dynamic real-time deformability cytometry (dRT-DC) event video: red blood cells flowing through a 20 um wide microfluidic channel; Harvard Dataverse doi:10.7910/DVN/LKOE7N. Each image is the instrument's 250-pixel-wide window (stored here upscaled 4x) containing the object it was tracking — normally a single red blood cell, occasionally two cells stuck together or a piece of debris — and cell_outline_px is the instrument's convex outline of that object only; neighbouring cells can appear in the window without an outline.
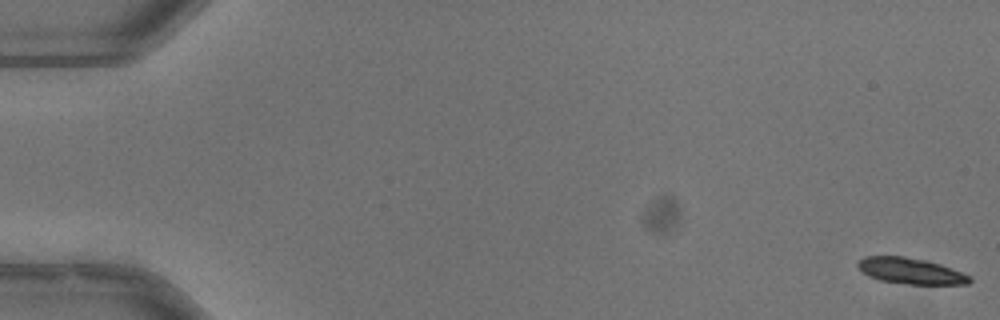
{"species": "common noctule bat (a hibernating species)", "species_latin": "Nyctalus noctula", "temperature_condition": "warm", "stored_images_in_passage": 53, "camera_frame_rate_fps": 3000, "um_per_image_px": 0.085, "animal": {"sex": "male", "body_mass_g": 13.3}, "frame": {"image": 1, "passage_image": 1, "time_ms": 0.0, "image_size_px": [1000, 320], "cell_outline_px": [[972, 280], [968, 284], [908, 284], [880, 280], [868, 276], [856, 264], [864, 256], [904, 256], [924, 260], [940, 264], [952, 268], [972, 276]], "centroid_in_image_um": [77.44, 23.03], "position_along_channel_um": 7.6, "area_um2": 16.88}}
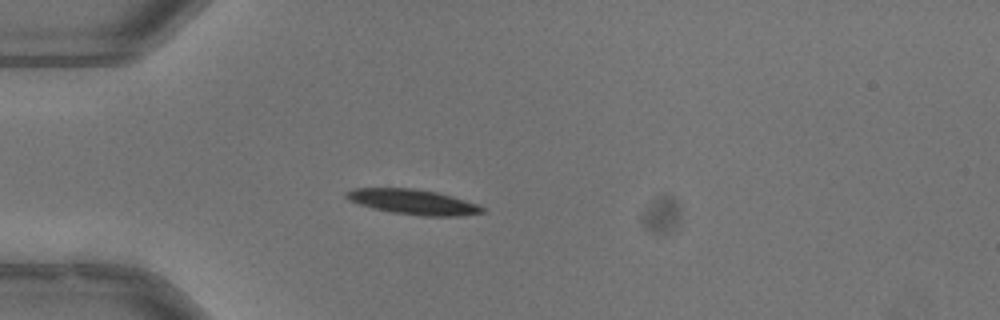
{"frame": {"image": 2, "passage_image": 16, "time_ms": 5.0, "image_size_px": [1000, 320], "cell_outline_px": [[484, 212], [460, 216], [420, 216], [392, 212], [372, 208], [360, 204], [344, 196], [344, 192], [356, 188], [412, 188], [436, 192], [452, 196], [476, 204], [484, 208]], "centroid_in_image_um": [35.1, 17.16], "position_along_channel_um": 49.9, "area_um2": 19.65}}
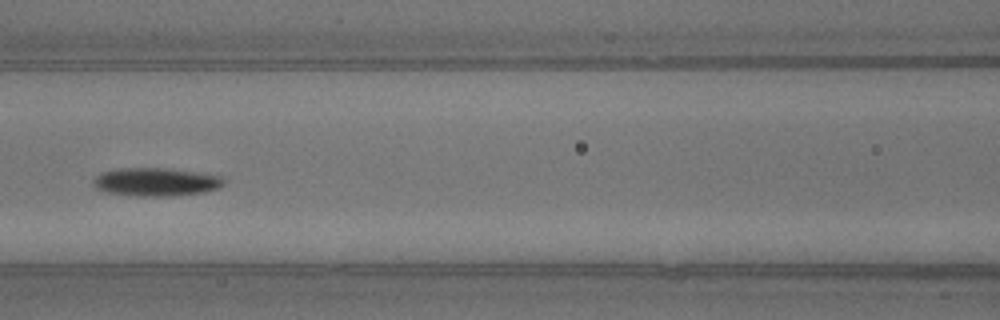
{"frame": {"image": 3, "passage_image": 25, "time_ms": 8.0, "image_size_px": [1000, 320], "cell_outline_px": [[224, 184], [220, 188], [204, 192], [176, 196], [136, 196], [104, 192], [96, 188], [92, 184], [92, 180], [100, 172], [120, 168], [160, 168], [220, 176], [224, 180]], "centroid_in_image_um": [13.19, 15.48], "position_along_channel_um": 153.4, "area_um2": 21.44}, "authors_computed_cell_mechanics": {"area_um2": 19.5364, "velocity_mm_per_s": 3.9552, "shape_relaxation_time_tau1_ms": 2.1941, "shape_relaxation_time_tau2_ms": null, "deformation_change_tau1": 0.1231, "deformation_change_tau2": null}}